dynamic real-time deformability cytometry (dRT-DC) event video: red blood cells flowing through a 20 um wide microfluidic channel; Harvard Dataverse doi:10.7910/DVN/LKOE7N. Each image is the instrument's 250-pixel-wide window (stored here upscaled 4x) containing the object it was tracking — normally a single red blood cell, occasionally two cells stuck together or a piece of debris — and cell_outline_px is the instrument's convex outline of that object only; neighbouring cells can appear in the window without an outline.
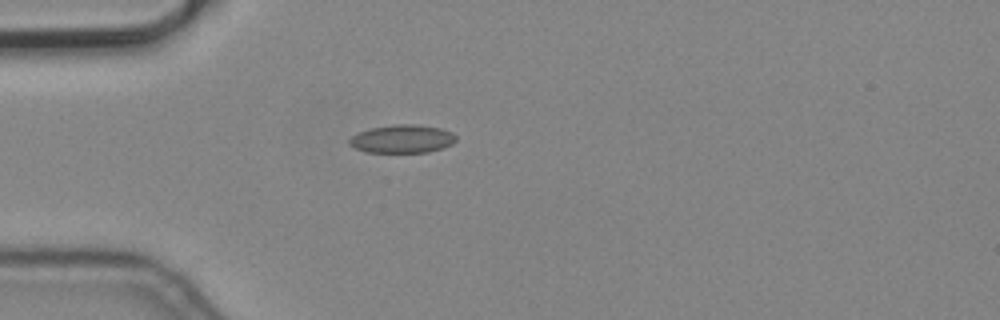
{"species": "common noctule bat (a hibernating species)", "species_latin": "Nyctalus noctula", "temperature_condition": "cold", "stored_images_in_passage": 4, "camera_frame_rate_fps": 3000, "um_per_image_px": 0.085, "animal": {"sex": "male", "body_mass_g": 19.2, "forearm_length_mm": 51.8}, "frame": {"image": 1, "passage_image": 4, "time_ms": 1.0, "image_size_px": [1000, 320], "cell_outline_px": [[456, 140], [452, 144], [428, 152], [364, 152], [348, 144], [348, 140], [352, 136], [360, 132], [372, 128], [392, 124], [416, 124], [440, 128], [452, 132], [456, 136]], "centroid_in_image_um": [34.19, 11.8], "position_along_channel_um": 50.8, "area_um2": 17.46}}